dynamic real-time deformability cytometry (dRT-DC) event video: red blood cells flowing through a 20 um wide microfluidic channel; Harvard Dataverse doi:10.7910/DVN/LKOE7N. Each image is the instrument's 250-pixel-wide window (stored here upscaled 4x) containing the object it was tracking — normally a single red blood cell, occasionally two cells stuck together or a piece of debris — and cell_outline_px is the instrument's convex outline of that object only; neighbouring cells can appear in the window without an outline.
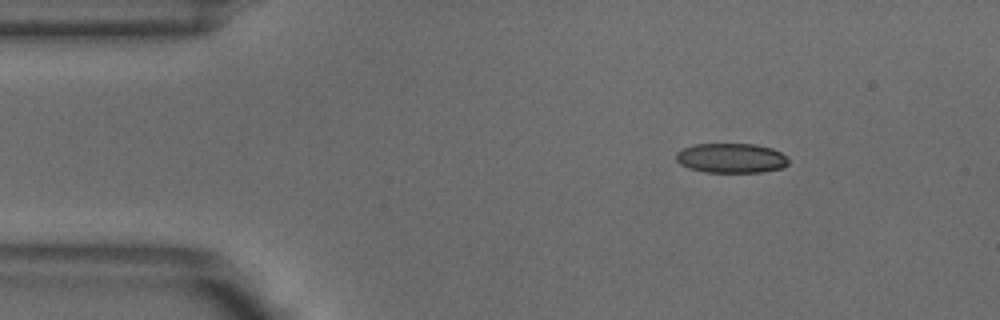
{"species": "common noctule bat (a hibernating species)", "species_latin": "Nyctalus noctula", "temperature_condition": "warm", "stored_images_in_passage": 3, "camera_frame_rate_fps": 3000, "um_per_image_px": 0.085, "animal": {"sex": "male", "body_mass_g": 18.8}, "frame": {"image": 1, "passage_image": 1, "time_ms": 0.0, "image_size_px": [1000, 320], "cell_outline_px": [[788, 164], [784, 168], [760, 172], [704, 172], [688, 168], [680, 164], [676, 160], [676, 152], [692, 144], [756, 144], [772, 148], [788, 156]], "centroid_in_image_um": [62.16, 13.44], "position_along_channel_um": 22.8, "area_um2": 19.65}}
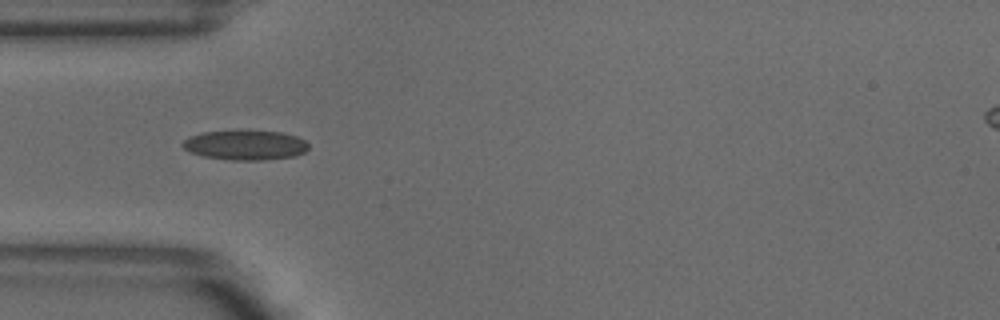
{"frame": {"image": 2, "passage_image": 3, "time_ms": 0.667, "image_size_px": [1000, 320], "cell_outline_px": [[308, 148], [304, 152], [296, 156], [260, 160], [232, 160], [204, 156], [192, 152], [184, 148], [180, 144], [188, 136], [204, 132], [248, 128], [280, 132], [296, 136], [304, 140], [308, 144]], "centroid_in_image_um": [20.84, 12.29], "position_along_channel_um": 64.2, "area_um2": 22.37}}